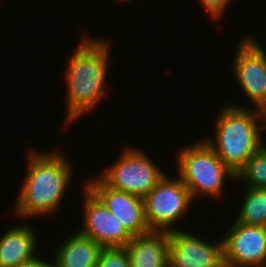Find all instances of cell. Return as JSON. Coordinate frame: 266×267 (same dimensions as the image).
Listing matches in <instances>:
<instances>
[{
  "label": "cell",
  "instance_id": "6da1fadb",
  "mask_svg": "<svg viewBox=\"0 0 266 267\" xmlns=\"http://www.w3.org/2000/svg\"><path fill=\"white\" fill-rule=\"evenodd\" d=\"M87 35V36H86ZM84 34L68 57L64 79L66 113L64 124L72 125L94 112L107 94L111 41Z\"/></svg>",
  "mask_w": 266,
  "mask_h": 267
},
{
  "label": "cell",
  "instance_id": "7a4b0ae2",
  "mask_svg": "<svg viewBox=\"0 0 266 267\" xmlns=\"http://www.w3.org/2000/svg\"><path fill=\"white\" fill-rule=\"evenodd\" d=\"M57 149L53 152L28 150L26 175L13 203L19 220L45 215L48 218L59 211L71 185L74 167L68 156Z\"/></svg>",
  "mask_w": 266,
  "mask_h": 267
},
{
  "label": "cell",
  "instance_id": "3957f363",
  "mask_svg": "<svg viewBox=\"0 0 266 267\" xmlns=\"http://www.w3.org/2000/svg\"><path fill=\"white\" fill-rule=\"evenodd\" d=\"M212 124L213 138L203 139L221 161L237 174L263 145L257 111L244 104H224Z\"/></svg>",
  "mask_w": 266,
  "mask_h": 267
},
{
  "label": "cell",
  "instance_id": "277c9868",
  "mask_svg": "<svg viewBox=\"0 0 266 267\" xmlns=\"http://www.w3.org/2000/svg\"><path fill=\"white\" fill-rule=\"evenodd\" d=\"M179 147L176 169L181 181L187 186L193 200L208 198L222 200L227 181L236 183L234 174L202 138L192 144Z\"/></svg>",
  "mask_w": 266,
  "mask_h": 267
},
{
  "label": "cell",
  "instance_id": "5b68a950",
  "mask_svg": "<svg viewBox=\"0 0 266 267\" xmlns=\"http://www.w3.org/2000/svg\"><path fill=\"white\" fill-rule=\"evenodd\" d=\"M146 152L126 145L118 159L98 176L109 187L144 198L166 175Z\"/></svg>",
  "mask_w": 266,
  "mask_h": 267
},
{
  "label": "cell",
  "instance_id": "8992f818",
  "mask_svg": "<svg viewBox=\"0 0 266 267\" xmlns=\"http://www.w3.org/2000/svg\"><path fill=\"white\" fill-rule=\"evenodd\" d=\"M166 175L143 198L145 219L150 231H175L182 229L180 221L188 215L194 200L180 177ZM176 224V225H175ZM176 226V227H175Z\"/></svg>",
  "mask_w": 266,
  "mask_h": 267
},
{
  "label": "cell",
  "instance_id": "52a82bcc",
  "mask_svg": "<svg viewBox=\"0 0 266 267\" xmlns=\"http://www.w3.org/2000/svg\"><path fill=\"white\" fill-rule=\"evenodd\" d=\"M243 37L237 43L231 71L242 94L250 101L249 108L256 109L266 102V50L256 36Z\"/></svg>",
  "mask_w": 266,
  "mask_h": 267
},
{
  "label": "cell",
  "instance_id": "ba28073f",
  "mask_svg": "<svg viewBox=\"0 0 266 267\" xmlns=\"http://www.w3.org/2000/svg\"><path fill=\"white\" fill-rule=\"evenodd\" d=\"M228 228L222 236L224 263L232 267L266 265V226L232 220Z\"/></svg>",
  "mask_w": 266,
  "mask_h": 267
},
{
  "label": "cell",
  "instance_id": "9c48e42d",
  "mask_svg": "<svg viewBox=\"0 0 266 267\" xmlns=\"http://www.w3.org/2000/svg\"><path fill=\"white\" fill-rule=\"evenodd\" d=\"M81 229L78 231L91 238L102 248L125 247L132 236L121 221L85 186ZM80 229V230H79Z\"/></svg>",
  "mask_w": 266,
  "mask_h": 267
},
{
  "label": "cell",
  "instance_id": "30bf717a",
  "mask_svg": "<svg viewBox=\"0 0 266 267\" xmlns=\"http://www.w3.org/2000/svg\"><path fill=\"white\" fill-rule=\"evenodd\" d=\"M186 230V231H185ZM195 231L169 232V267H220L224 264L223 240H206Z\"/></svg>",
  "mask_w": 266,
  "mask_h": 267
},
{
  "label": "cell",
  "instance_id": "8fae6325",
  "mask_svg": "<svg viewBox=\"0 0 266 267\" xmlns=\"http://www.w3.org/2000/svg\"><path fill=\"white\" fill-rule=\"evenodd\" d=\"M86 180L85 186L121 221L131 236L150 231L142 197L109 187L98 175Z\"/></svg>",
  "mask_w": 266,
  "mask_h": 267
},
{
  "label": "cell",
  "instance_id": "7c38bea8",
  "mask_svg": "<svg viewBox=\"0 0 266 267\" xmlns=\"http://www.w3.org/2000/svg\"><path fill=\"white\" fill-rule=\"evenodd\" d=\"M26 222L10 226L0 235V267H19L36 255L38 232Z\"/></svg>",
  "mask_w": 266,
  "mask_h": 267
},
{
  "label": "cell",
  "instance_id": "4fadbf2b",
  "mask_svg": "<svg viewBox=\"0 0 266 267\" xmlns=\"http://www.w3.org/2000/svg\"><path fill=\"white\" fill-rule=\"evenodd\" d=\"M130 267H169V232L149 231L126 244Z\"/></svg>",
  "mask_w": 266,
  "mask_h": 267
},
{
  "label": "cell",
  "instance_id": "5bb4252c",
  "mask_svg": "<svg viewBox=\"0 0 266 267\" xmlns=\"http://www.w3.org/2000/svg\"><path fill=\"white\" fill-rule=\"evenodd\" d=\"M67 237L54 245L57 267H95L102 247L78 230Z\"/></svg>",
  "mask_w": 266,
  "mask_h": 267
},
{
  "label": "cell",
  "instance_id": "9a60e30c",
  "mask_svg": "<svg viewBox=\"0 0 266 267\" xmlns=\"http://www.w3.org/2000/svg\"><path fill=\"white\" fill-rule=\"evenodd\" d=\"M243 190L242 204L234 220L246 225L266 226V188L244 187Z\"/></svg>",
  "mask_w": 266,
  "mask_h": 267
},
{
  "label": "cell",
  "instance_id": "2e32d148",
  "mask_svg": "<svg viewBox=\"0 0 266 267\" xmlns=\"http://www.w3.org/2000/svg\"><path fill=\"white\" fill-rule=\"evenodd\" d=\"M238 181L243 182L244 187L266 188V145H262L236 174V185Z\"/></svg>",
  "mask_w": 266,
  "mask_h": 267
},
{
  "label": "cell",
  "instance_id": "e0dca14e",
  "mask_svg": "<svg viewBox=\"0 0 266 267\" xmlns=\"http://www.w3.org/2000/svg\"><path fill=\"white\" fill-rule=\"evenodd\" d=\"M95 267H130L125 247L102 248Z\"/></svg>",
  "mask_w": 266,
  "mask_h": 267
},
{
  "label": "cell",
  "instance_id": "ac0fdd59",
  "mask_svg": "<svg viewBox=\"0 0 266 267\" xmlns=\"http://www.w3.org/2000/svg\"><path fill=\"white\" fill-rule=\"evenodd\" d=\"M202 4L205 13L209 15V20L213 19L214 21L220 20L225 15V12L228 11L232 0H198ZM234 1V0H233ZM230 3V4H229ZM222 17V18H221Z\"/></svg>",
  "mask_w": 266,
  "mask_h": 267
},
{
  "label": "cell",
  "instance_id": "d6986e66",
  "mask_svg": "<svg viewBox=\"0 0 266 267\" xmlns=\"http://www.w3.org/2000/svg\"><path fill=\"white\" fill-rule=\"evenodd\" d=\"M51 261H46V258L42 256L43 259L39 257V255H35L32 259L26 261L25 263L21 264L19 267H57L55 258L53 255L51 256Z\"/></svg>",
  "mask_w": 266,
  "mask_h": 267
},
{
  "label": "cell",
  "instance_id": "ffe728a7",
  "mask_svg": "<svg viewBox=\"0 0 266 267\" xmlns=\"http://www.w3.org/2000/svg\"><path fill=\"white\" fill-rule=\"evenodd\" d=\"M257 114H258V119H259V128H260V135L261 136V141L263 145H266V141L262 139L263 137V132L266 131V102L262 103L256 108Z\"/></svg>",
  "mask_w": 266,
  "mask_h": 267
},
{
  "label": "cell",
  "instance_id": "44dd1931",
  "mask_svg": "<svg viewBox=\"0 0 266 267\" xmlns=\"http://www.w3.org/2000/svg\"><path fill=\"white\" fill-rule=\"evenodd\" d=\"M220 267H232L231 265H228L226 263L222 264Z\"/></svg>",
  "mask_w": 266,
  "mask_h": 267
},
{
  "label": "cell",
  "instance_id": "7402d4cb",
  "mask_svg": "<svg viewBox=\"0 0 266 267\" xmlns=\"http://www.w3.org/2000/svg\"><path fill=\"white\" fill-rule=\"evenodd\" d=\"M118 2H122V3H124V2H130V0H117Z\"/></svg>",
  "mask_w": 266,
  "mask_h": 267
}]
</instances>
